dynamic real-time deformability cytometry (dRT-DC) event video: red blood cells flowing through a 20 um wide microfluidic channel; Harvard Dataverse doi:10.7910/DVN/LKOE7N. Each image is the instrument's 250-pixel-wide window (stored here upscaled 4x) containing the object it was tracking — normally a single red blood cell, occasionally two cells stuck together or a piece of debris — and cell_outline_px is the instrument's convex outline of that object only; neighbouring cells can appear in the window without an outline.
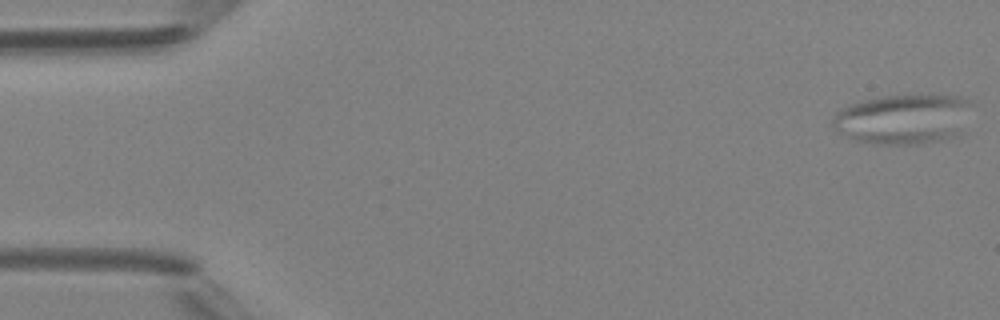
{"species": "Egyptian fruit bat (a non-hibernating species)", "species_latin": "Rousettus aegyptiacus", "temperature_condition": "room temperature", "stored_images_in_passage": 5, "camera_frame_rate_fps": 3000, "um_per_image_px": 0.085, "animal": {"sex": "female"}, "frame": {"image": 1, "passage_image": 1, "time_ms": 0.0, "image_size_px": [1000, 320], "cell_outline_px": [[972, 104], [964, 132], [956, 136], [924, 144], [876, 144], [856, 140], [836, 132], [832, 128], [832, 120], [836, 112], [852, 104], [864, 100], [884, 96], [964, 96], [972, 100]], "centroid_in_image_um": [76.83, 10.14], "position_along_channel_um": 8.2, "area_um2": 40.81}}
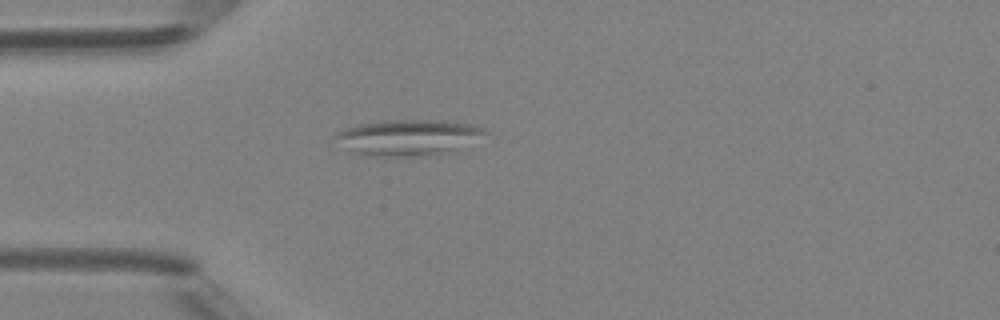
{"frame": {"image": 2, "passage_image": 5, "time_ms": 4.333, "image_size_px": [1000, 320], "cell_outline_px": [[492, 132], [456, 152], [388, 156], [368, 156], [352, 148], [332, 136], [336, 132], [344, 128], [356, 124], [384, 120], [440, 120], [472, 124], [484, 128]], "centroid_in_image_um": [34.83, 11.64], "position_along_channel_um": 50.2, "area_um2": 31.04}}